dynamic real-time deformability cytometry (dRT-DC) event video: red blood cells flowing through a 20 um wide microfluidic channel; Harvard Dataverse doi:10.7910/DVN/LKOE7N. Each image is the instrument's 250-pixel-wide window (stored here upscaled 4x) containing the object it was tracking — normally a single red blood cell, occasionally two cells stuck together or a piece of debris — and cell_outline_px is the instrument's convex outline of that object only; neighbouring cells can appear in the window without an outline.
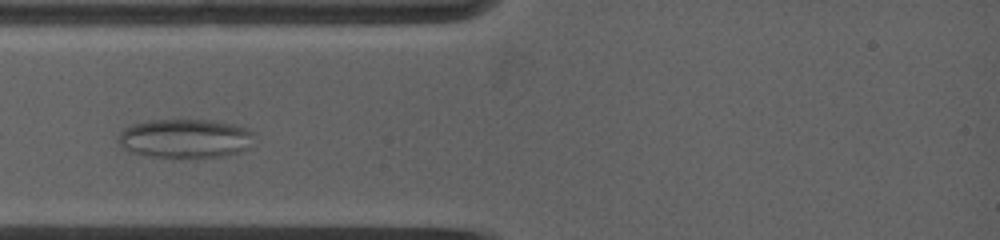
{"species": "common noctule bat (a hibernating species)", "species_latin": "Nyctalus noctula", "temperature_condition": "warm", "stored_images_in_passage": 5, "camera_frame_rate_fps": 5000, "um_per_image_px": 0.085, "animal": {"sex": "female", "body_mass_g": 19.0, "forearm_length_mm": 53.3}, "frame": {"image": 1, "passage_image": 1, "time_ms": 0.0, "image_size_px": [1000, 240], "cell_outline_px": [[252, 132], [248, 148], [240, 152], [224, 156], [152, 156], [132, 152], [120, 148], [116, 140], [120, 132], [124, 128], [132, 124], [148, 120], [216, 120], [236, 124]], "centroid_in_image_um": [15.67, 11.74], "position_along_channel_um": 69.3, "area_um2": 30.63}}